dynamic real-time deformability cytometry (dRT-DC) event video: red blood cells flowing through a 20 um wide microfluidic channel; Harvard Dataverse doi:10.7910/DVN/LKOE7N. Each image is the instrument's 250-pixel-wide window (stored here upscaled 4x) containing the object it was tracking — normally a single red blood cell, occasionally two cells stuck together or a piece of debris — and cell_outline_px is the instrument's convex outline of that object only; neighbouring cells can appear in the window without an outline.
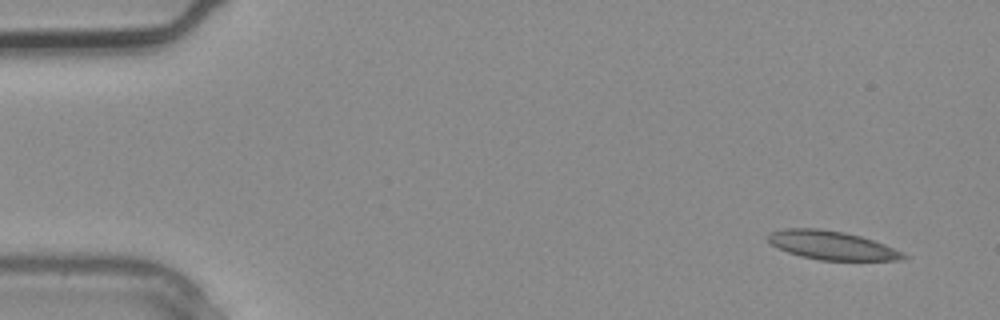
{"species": "common noctule bat (a hibernating species)", "species_latin": "Nyctalus noctula", "temperature_condition": "warm", "stored_images_in_passage": 3, "camera_frame_rate_fps": 3000, "um_per_image_px": 0.085, "animal": {"sex": "male", "body_mass_g": 20.4}, "frame": {"image": 1, "passage_image": 1, "time_ms": 0.0, "image_size_px": [1000, 320], "cell_outline_px": [[908, 256], [900, 260], [820, 260], [800, 256], [788, 252], [772, 244], [768, 240], [768, 236], [772, 232], [784, 228], [820, 228], [844, 232], [860, 236], [884, 244], [904, 252]], "centroid_in_image_um": [70.72, 20.85], "position_along_channel_um": 14.3, "area_um2": 22.43}}
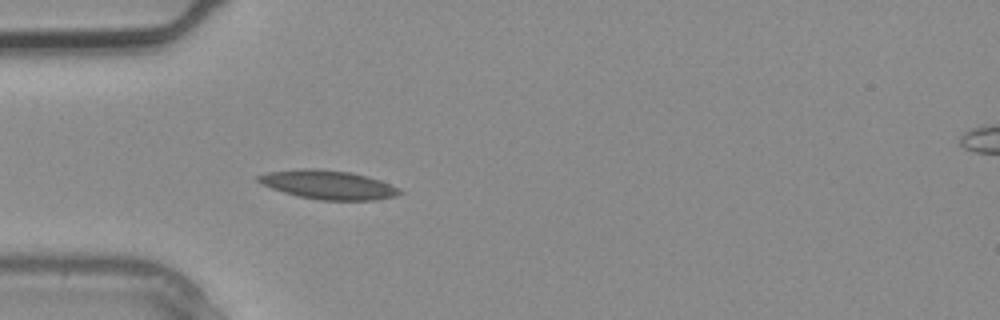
{"frame": {"image": 2, "passage_image": 3, "time_ms": 0.667, "image_size_px": [1000, 320], "cell_outline_px": [[404, 192], [396, 196], [376, 200], [320, 200], [300, 196], [284, 192], [260, 184], [256, 180], [256, 176], [268, 172], [300, 168], [316, 168], [352, 172], [368, 176], [380, 180], [400, 188]], "centroid_in_image_um": [27.91, 15.69], "position_along_channel_um": 57.1, "area_um2": 23.99}}